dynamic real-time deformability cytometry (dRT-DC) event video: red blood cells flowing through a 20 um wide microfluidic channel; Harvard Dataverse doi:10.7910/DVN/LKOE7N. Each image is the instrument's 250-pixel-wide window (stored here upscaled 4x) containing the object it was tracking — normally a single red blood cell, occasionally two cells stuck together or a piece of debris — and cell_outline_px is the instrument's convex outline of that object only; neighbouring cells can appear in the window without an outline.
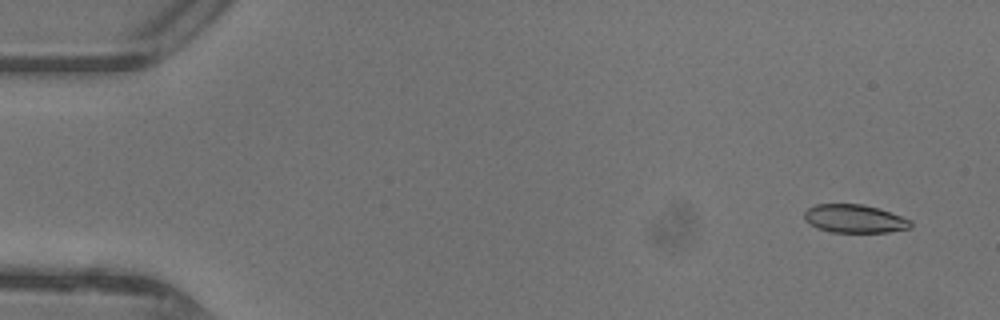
{"species": "common noctule bat (a hibernating species)", "species_latin": "Nyctalus noctula", "temperature_condition": "warm", "stored_images_in_passage": 14, "camera_frame_rate_fps": 3000, "um_per_image_px": 0.085, "animal": {"sex": "female"}, "frame": {"image": 1, "passage_image": 3, "time_ms": 0.667, "image_size_px": [1000, 320], "cell_outline_px": [[912, 228], [888, 232], [832, 232], [816, 228], [804, 220], [804, 212], [808, 208], [816, 204], [860, 204], [876, 208], [912, 220]], "centroid_in_image_um": [72.61, 18.6], "position_along_channel_um": 12.4, "area_um2": 17.46}}